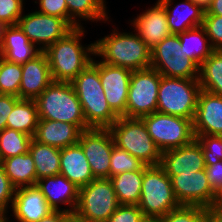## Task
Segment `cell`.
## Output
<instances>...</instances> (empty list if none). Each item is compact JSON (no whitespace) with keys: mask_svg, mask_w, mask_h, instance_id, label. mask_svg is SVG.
Listing matches in <instances>:
<instances>
[{"mask_svg":"<svg viewBox=\"0 0 222 222\" xmlns=\"http://www.w3.org/2000/svg\"><path fill=\"white\" fill-rule=\"evenodd\" d=\"M84 32V27L73 28L44 51L53 81L71 82L92 62L95 43L84 47L80 42Z\"/></svg>","mask_w":222,"mask_h":222,"instance_id":"6da1fadb","label":"cell"},{"mask_svg":"<svg viewBox=\"0 0 222 222\" xmlns=\"http://www.w3.org/2000/svg\"><path fill=\"white\" fill-rule=\"evenodd\" d=\"M90 128H109L119 116L106 101L99 76V61L92 62L71 81Z\"/></svg>","mask_w":222,"mask_h":222,"instance_id":"7a4b0ae2","label":"cell"},{"mask_svg":"<svg viewBox=\"0 0 222 222\" xmlns=\"http://www.w3.org/2000/svg\"><path fill=\"white\" fill-rule=\"evenodd\" d=\"M96 40L95 56L102 58V62L129 69L131 71L151 67V49L135 33L116 32Z\"/></svg>","mask_w":222,"mask_h":222,"instance_id":"3957f363","label":"cell"},{"mask_svg":"<svg viewBox=\"0 0 222 222\" xmlns=\"http://www.w3.org/2000/svg\"><path fill=\"white\" fill-rule=\"evenodd\" d=\"M38 118L89 129L81 103L71 82L53 81L36 99Z\"/></svg>","mask_w":222,"mask_h":222,"instance_id":"277c9868","label":"cell"},{"mask_svg":"<svg viewBox=\"0 0 222 222\" xmlns=\"http://www.w3.org/2000/svg\"><path fill=\"white\" fill-rule=\"evenodd\" d=\"M108 130L116 147L135 156L146 166L160 165L162 152L141 118L120 116Z\"/></svg>","mask_w":222,"mask_h":222,"instance_id":"5b68a950","label":"cell"},{"mask_svg":"<svg viewBox=\"0 0 222 222\" xmlns=\"http://www.w3.org/2000/svg\"><path fill=\"white\" fill-rule=\"evenodd\" d=\"M201 91L198 78H176L161 75L157 112L194 120Z\"/></svg>","mask_w":222,"mask_h":222,"instance_id":"8992f818","label":"cell"},{"mask_svg":"<svg viewBox=\"0 0 222 222\" xmlns=\"http://www.w3.org/2000/svg\"><path fill=\"white\" fill-rule=\"evenodd\" d=\"M181 205L177 201L171 178L160 165L146 166L138 207L144 216L163 217Z\"/></svg>","mask_w":222,"mask_h":222,"instance_id":"52a82bcc","label":"cell"},{"mask_svg":"<svg viewBox=\"0 0 222 222\" xmlns=\"http://www.w3.org/2000/svg\"><path fill=\"white\" fill-rule=\"evenodd\" d=\"M118 206L110 178H95L79 188L73 215L86 222H107Z\"/></svg>","mask_w":222,"mask_h":222,"instance_id":"ba28073f","label":"cell"},{"mask_svg":"<svg viewBox=\"0 0 222 222\" xmlns=\"http://www.w3.org/2000/svg\"><path fill=\"white\" fill-rule=\"evenodd\" d=\"M141 119L149 135L162 153L187 145L195 139L191 119L157 111L145 115Z\"/></svg>","mask_w":222,"mask_h":222,"instance_id":"9c48e42d","label":"cell"},{"mask_svg":"<svg viewBox=\"0 0 222 222\" xmlns=\"http://www.w3.org/2000/svg\"><path fill=\"white\" fill-rule=\"evenodd\" d=\"M151 67L165 77H199V67L188 58L175 34H170L151 49Z\"/></svg>","mask_w":222,"mask_h":222,"instance_id":"30bf717a","label":"cell"},{"mask_svg":"<svg viewBox=\"0 0 222 222\" xmlns=\"http://www.w3.org/2000/svg\"><path fill=\"white\" fill-rule=\"evenodd\" d=\"M161 74L152 67L132 71L126 117L141 118L157 111L158 89Z\"/></svg>","mask_w":222,"mask_h":222,"instance_id":"8fae6325","label":"cell"},{"mask_svg":"<svg viewBox=\"0 0 222 222\" xmlns=\"http://www.w3.org/2000/svg\"><path fill=\"white\" fill-rule=\"evenodd\" d=\"M168 176L180 205L201 206L214 211L217 193L212 189L205 169Z\"/></svg>","mask_w":222,"mask_h":222,"instance_id":"7c38bea8","label":"cell"},{"mask_svg":"<svg viewBox=\"0 0 222 222\" xmlns=\"http://www.w3.org/2000/svg\"><path fill=\"white\" fill-rule=\"evenodd\" d=\"M17 25L44 52L73 28L63 19L34 11L19 18Z\"/></svg>","mask_w":222,"mask_h":222,"instance_id":"4fadbf2b","label":"cell"},{"mask_svg":"<svg viewBox=\"0 0 222 222\" xmlns=\"http://www.w3.org/2000/svg\"><path fill=\"white\" fill-rule=\"evenodd\" d=\"M78 143L84 151L95 178H110L112 149L115 146L108 128L81 131Z\"/></svg>","mask_w":222,"mask_h":222,"instance_id":"5bb4252c","label":"cell"},{"mask_svg":"<svg viewBox=\"0 0 222 222\" xmlns=\"http://www.w3.org/2000/svg\"><path fill=\"white\" fill-rule=\"evenodd\" d=\"M132 71L99 61V76L110 108L120 117H126V104Z\"/></svg>","mask_w":222,"mask_h":222,"instance_id":"9a60e30c","label":"cell"},{"mask_svg":"<svg viewBox=\"0 0 222 222\" xmlns=\"http://www.w3.org/2000/svg\"><path fill=\"white\" fill-rule=\"evenodd\" d=\"M160 166L167 175H179L205 169L202 145L195 138L191 143L162 153Z\"/></svg>","mask_w":222,"mask_h":222,"instance_id":"2e32d148","label":"cell"},{"mask_svg":"<svg viewBox=\"0 0 222 222\" xmlns=\"http://www.w3.org/2000/svg\"><path fill=\"white\" fill-rule=\"evenodd\" d=\"M193 131L194 135L222 136V96L200 91Z\"/></svg>","mask_w":222,"mask_h":222,"instance_id":"e0dca14e","label":"cell"},{"mask_svg":"<svg viewBox=\"0 0 222 222\" xmlns=\"http://www.w3.org/2000/svg\"><path fill=\"white\" fill-rule=\"evenodd\" d=\"M11 207L19 222H39L53 211L36 185L15 188Z\"/></svg>","mask_w":222,"mask_h":222,"instance_id":"ac0fdd59","label":"cell"},{"mask_svg":"<svg viewBox=\"0 0 222 222\" xmlns=\"http://www.w3.org/2000/svg\"><path fill=\"white\" fill-rule=\"evenodd\" d=\"M52 82L47 56L41 52L34 59L22 64L19 98L35 100Z\"/></svg>","mask_w":222,"mask_h":222,"instance_id":"d6986e66","label":"cell"},{"mask_svg":"<svg viewBox=\"0 0 222 222\" xmlns=\"http://www.w3.org/2000/svg\"><path fill=\"white\" fill-rule=\"evenodd\" d=\"M36 186L53 210H63L60 209L59 203L65 204L70 206V209L67 208L64 211L73 215L79 195V187L73 182H70L66 177L59 174L37 180Z\"/></svg>","mask_w":222,"mask_h":222,"instance_id":"ffe728a7","label":"cell"},{"mask_svg":"<svg viewBox=\"0 0 222 222\" xmlns=\"http://www.w3.org/2000/svg\"><path fill=\"white\" fill-rule=\"evenodd\" d=\"M140 38L150 49L159 44L171 33L166 19L164 6L157 1L155 6L138 15L131 21Z\"/></svg>","mask_w":222,"mask_h":222,"instance_id":"44dd1931","label":"cell"},{"mask_svg":"<svg viewBox=\"0 0 222 222\" xmlns=\"http://www.w3.org/2000/svg\"><path fill=\"white\" fill-rule=\"evenodd\" d=\"M41 52L39 46L34 45L18 25H9L5 28L0 57L7 62L24 64Z\"/></svg>","mask_w":222,"mask_h":222,"instance_id":"7402d4cb","label":"cell"},{"mask_svg":"<svg viewBox=\"0 0 222 222\" xmlns=\"http://www.w3.org/2000/svg\"><path fill=\"white\" fill-rule=\"evenodd\" d=\"M166 10V19L171 34L178 35L189 29L202 26L205 9L192 0H186L171 9L173 0H158Z\"/></svg>","mask_w":222,"mask_h":222,"instance_id":"603a6c76","label":"cell"},{"mask_svg":"<svg viewBox=\"0 0 222 222\" xmlns=\"http://www.w3.org/2000/svg\"><path fill=\"white\" fill-rule=\"evenodd\" d=\"M60 174L79 188L95 179L79 143L60 150Z\"/></svg>","mask_w":222,"mask_h":222,"instance_id":"cb8c5ba5","label":"cell"},{"mask_svg":"<svg viewBox=\"0 0 222 222\" xmlns=\"http://www.w3.org/2000/svg\"><path fill=\"white\" fill-rule=\"evenodd\" d=\"M81 130L74 124L48 119H39L33 137L41 144L59 149L78 143Z\"/></svg>","mask_w":222,"mask_h":222,"instance_id":"d4e9b609","label":"cell"},{"mask_svg":"<svg viewBox=\"0 0 222 222\" xmlns=\"http://www.w3.org/2000/svg\"><path fill=\"white\" fill-rule=\"evenodd\" d=\"M0 163L15 188L36 185V170L30 153L6 158Z\"/></svg>","mask_w":222,"mask_h":222,"instance_id":"484cf974","label":"cell"},{"mask_svg":"<svg viewBox=\"0 0 222 222\" xmlns=\"http://www.w3.org/2000/svg\"><path fill=\"white\" fill-rule=\"evenodd\" d=\"M119 205H138L142 190L143 171H131L110 177Z\"/></svg>","mask_w":222,"mask_h":222,"instance_id":"4316f807","label":"cell"},{"mask_svg":"<svg viewBox=\"0 0 222 222\" xmlns=\"http://www.w3.org/2000/svg\"><path fill=\"white\" fill-rule=\"evenodd\" d=\"M60 150L32 139L29 153L34 161L37 180L60 174Z\"/></svg>","mask_w":222,"mask_h":222,"instance_id":"83f0119b","label":"cell"},{"mask_svg":"<svg viewBox=\"0 0 222 222\" xmlns=\"http://www.w3.org/2000/svg\"><path fill=\"white\" fill-rule=\"evenodd\" d=\"M68 9V24L72 28L82 27L79 19L85 21H108L105 0H65ZM77 19V20H76Z\"/></svg>","mask_w":222,"mask_h":222,"instance_id":"f1b7e54d","label":"cell"},{"mask_svg":"<svg viewBox=\"0 0 222 222\" xmlns=\"http://www.w3.org/2000/svg\"><path fill=\"white\" fill-rule=\"evenodd\" d=\"M38 120L36 101L33 99H20L7 118V128L34 137Z\"/></svg>","mask_w":222,"mask_h":222,"instance_id":"f546056e","label":"cell"},{"mask_svg":"<svg viewBox=\"0 0 222 222\" xmlns=\"http://www.w3.org/2000/svg\"><path fill=\"white\" fill-rule=\"evenodd\" d=\"M181 47L184 48L188 58L191 59L198 67L208 58L214 48L209 42L205 29L202 26L189 29L178 34Z\"/></svg>","mask_w":222,"mask_h":222,"instance_id":"4dcf8cb0","label":"cell"},{"mask_svg":"<svg viewBox=\"0 0 222 222\" xmlns=\"http://www.w3.org/2000/svg\"><path fill=\"white\" fill-rule=\"evenodd\" d=\"M201 90L222 96V50H214L199 67Z\"/></svg>","mask_w":222,"mask_h":222,"instance_id":"1f68e13d","label":"cell"},{"mask_svg":"<svg viewBox=\"0 0 222 222\" xmlns=\"http://www.w3.org/2000/svg\"><path fill=\"white\" fill-rule=\"evenodd\" d=\"M33 137L14 129L5 128L0 132V162L6 158L29 153Z\"/></svg>","mask_w":222,"mask_h":222,"instance_id":"d6a6232c","label":"cell"},{"mask_svg":"<svg viewBox=\"0 0 222 222\" xmlns=\"http://www.w3.org/2000/svg\"><path fill=\"white\" fill-rule=\"evenodd\" d=\"M22 64L10 63L0 57V94L19 97Z\"/></svg>","mask_w":222,"mask_h":222,"instance_id":"836d02e7","label":"cell"},{"mask_svg":"<svg viewBox=\"0 0 222 222\" xmlns=\"http://www.w3.org/2000/svg\"><path fill=\"white\" fill-rule=\"evenodd\" d=\"M146 167L138 158L116 146L113 147L110 162V177L131 171H144Z\"/></svg>","mask_w":222,"mask_h":222,"instance_id":"e575fe53","label":"cell"},{"mask_svg":"<svg viewBox=\"0 0 222 222\" xmlns=\"http://www.w3.org/2000/svg\"><path fill=\"white\" fill-rule=\"evenodd\" d=\"M211 211L201 206L181 205L161 217V222H207Z\"/></svg>","mask_w":222,"mask_h":222,"instance_id":"d590c367","label":"cell"},{"mask_svg":"<svg viewBox=\"0 0 222 222\" xmlns=\"http://www.w3.org/2000/svg\"><path fill=\"white\" fill-rule=\"evenodd\" d=\"M202 145L205 165H213L222 160V136L195 135Z\"/></svg>","mask_w":222,"mask_h":222,"instance_id":"8d00e7d4","label":"cell"},{"mask_svg":"<svg viewBox=\"0 0 222 222\" xmlns=\"http://www.w3.org/2000/svg\"><path fill=\"white\" fill-rule=\"evenodd\" d=\"M202 27L214 50H222V16L204 15Z\"/></svg>","mask_w":222,"mask_h":222,"instance_id":"74e56055","label":"cell"},{"mask_svg":"<svg viewBox=\"0 0 222 222\" xmlns=\"http://www.w3.org/2000/svg\"><path fill=\"white\" fill-rule=\"evenodd\" d=\"M23 12V0H0V21L7 26L17 25Z\"/></svg>","mask_w":222,"mask_h":222,"instance_id":"f35d334b","label":"cell"},{"mask_svg":"<svg viewBox=\"0 0 222 222\" xmlns=\"http://www.w3.org/2000/svg\"><path fill=\"white\" fill-rule=\"evenodd\" d=\"M143 217L138 205H119L107 222H140Z\"/></svg>","mask_w":222,"mask_h":222,"instance_id":"ab89813d","label":"cell"},{"mask_svg":"<svg viewBox=\"0 0 222 222\" xmlns=\"http://www.w3.org/2000/svg\"><path fill=\"white\" fill-rule=\"evenodd\" d=\"M39 13L63 18L68 23V9L65 0H38Z\"/></svg>","mask_w":222,"mask_h":222,"instance_id":"60d3db41","label":"cell"},{"mask_svg":"<svg viewBox=\"0 0 222 222\" xmlns=\"http://www.w3.org/2000/svg\"><path fill=\"white\" fill-rule=\"evenodd\" d=\"M14 194L15 187L11 184L0 163V210L8 212V207L12 206ZM9 204L11 205L9 206Z\"/></svg>","mask_w":222,"mask_h":222,"instance_id":"b9f144b4","label":"cell"},{"mask_svg":"<svg viewBox=\"0 0 222 222\" xmlns=\"http://www.w3.org/2000/svg\"><path fill=\"white\" fill-rule=\"evenodd\" d=\"M19 100V97L13 95L0 94V132L7 127V118Z\"/></svg>","mask_w":222,"mask_h":222,"instance_id":"7bdbcfd3","label":"cell"},{"mask_svg":"<svg viewBox=\"0 0 222 222\" xmlns=\"http://www.w3.org/2000/svg\"><path fill=\"white\" fill-rule=\"evenodd\" d=\"M207 178L212 189L218 194L222 189V160L213 165H205Z\"/></svg>","mask_w":222,"mask_h":222,"instance_id":"ee69618b","label":"cell"},{"mask_svg":"<svg viewBox=\"0 0 222 222\" xmlns=\"http://www.w3.org/2000/svg\"><path fill=\"white\" fill-rule=\"evenodd\" d=\"M70 215L64 210H53L39 222H64Z\"/></svg>","mask_w":222,"mask_h":222,"instance_id":"f6af8a7d","label":"cell"},{"mask_svg":"<svg viewBox=\"0 0 222 222\" xmlns=\"http://www.w3.org/2000/svg\"><path fill=\"white\" fill-rule=\"evenodd\" d=\"M204 15H219L222 16V0H211L205 8Z\"/></svg>","mask_w":222,"mask_h":222,"instance_id":"bcb514c9","label":"cell"},{"mask_svg":"<svg viewBox=\"0 0 222 222\" xmlns=\"http://www.w3.org/2000/svg\"><path fill=\"white\" fill-rule=\"evenodd\" d=\"M207 222H222V217L219 216L215 211H211L208 214Z\"/></svg>","mask_w":222,"mask_h":222,"instance_id":"7dc6e473","label":"cell"},{"mask_svg":"<svg viewBox=\"0 0 222 222\" xmlns=\"http://www.w3.org/2000/svg\"><path fill=\"white\" fill-rule=\"evenodd\" d=\"M222 205V189L217 194V198L214 204V211H216Z\"/></svg>","mask_w":222,"mask_h":222,"instance_id":"c3c4849f","label":"cell"},{"mask_svg":"<svg viewBox=\"0 0 222 222\" xmlns=\"http://www.w3.org/2000/svg\"><path fill=\"white\" fill-rule=\"evenodd\" d=\"M140 222H161L160 217L144 216Z\"/></svg>","mask_w":222,"mask_h":222,"instance_id":"681fc988","label":"cell"},{"mask_svg":"<svg viewBox=\"0 0 222 222\" xmlns=\"http://www.w3.org/2000/svg\"><path fill=\"white\" fill-rule=\"evenodd\" d=\"M6 27H7V25L4 22L0 21V50H1V42H2L4 31H5Z\"/></svg>","mask_w":222,"mask_h":222,"instance_id":"f907efd6","label":"cell"},{"mask_svg":"<svg viewBox=\"0 0 222 222\" xmlns=\"http://www.w3.org/2000/svg\"><path fill=\"white\" fill-rule=\"evenodd\" d=\"M193 2L200 4L204 9L209 5L211 0H192Z\"/></svg>","mask_w":222,"mask_h":222,"instance_id":"816d5d0a","label":"cell"},{"mask_svg":"<svg viewBox=\"0 0 222 222\" xmlns=\"http://www.w3.org/2000/svg\"><path fill=\"white\" fill-rule=\"evenodd\" d=\"M64 222H86V221L80 220L74 215H70Z\"/></svg>","mask_w":222,"mask_h":222,"instance_id":"f5cc1de1","label":"cell"},{"mask_svg":"<svg viewBox=\"0 0 222 222\" xmlns=\"http://www.w3.org/2000/svg\"><path fill=\"white\" fill-rule=\"evenodd\" d=\"M6 214V211L0 210V222H10Z\"/></svg>","mask_w":222,"mask_h":222,"instance_id":"db71d44e","label":"cell"},{"mask_svg":"<svg viewBox=\"0 0 222 222\" xmlns=\"http://www.w3.org/2000/svg\"><path fill=\"white\" fill-rule=\"evenodd\" d=\"M215 212L222 217V205Z\"/></svg>","mask_w":222,"mask_h":222,"instance_id":"11a10c76","label":"cell"}]
</instances>
